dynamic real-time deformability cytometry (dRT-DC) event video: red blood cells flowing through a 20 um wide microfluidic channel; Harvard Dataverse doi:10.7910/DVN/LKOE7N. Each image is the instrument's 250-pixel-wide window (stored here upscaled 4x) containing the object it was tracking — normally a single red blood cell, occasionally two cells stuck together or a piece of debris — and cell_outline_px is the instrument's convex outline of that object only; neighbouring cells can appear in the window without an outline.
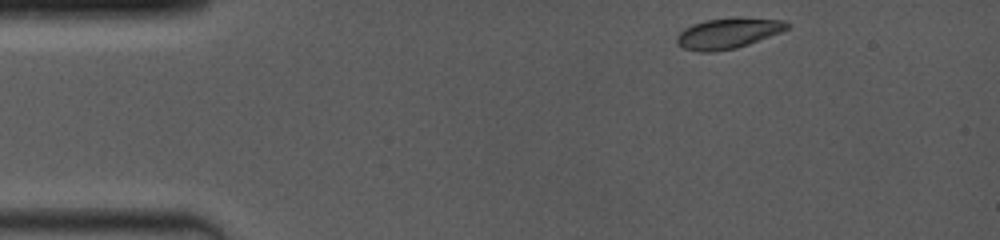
{"species": "common noctule bat (a hibernating species)", "species_latin": "Nyctalus noctula", "temperature_condition": "room temperature", "stored_images_in_passage": 53, "camera_frame_rate_fps": 4000, "um_per_image_px": 0.085, "animal": {"sex": "female", "body_mass_g": 19.0, "forearm_length_mm": 53.3}, "frame": {"image": 1, "passage_image": 1, "time_ms": 0.0, "image_size_px": [1000, 240], "cell_outline_px": [[788, 28], [780, 32], [748, 44], [736, 48], [712, 52], [700, 52], [684, 48], [676, 44], [676, 36], [684, 28], [692, 24], [708, 20], [740, 16], [784, 20], [788, 24]], "centroid_in_image_um": [61.86, 2.81], "position_along_channel_um": 23.1, "area_um2": 19.71}}
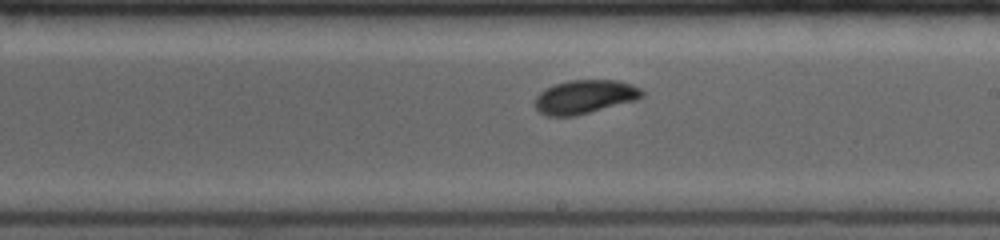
{"frame": {"image": 2, "passage_image": 30, "time_ms": 7.25, "image_size_px": [1000, 240], "cell_outline_px": [[644, 96], [636, 100], [576, 116], [548, 116], [540, 112], [532, 104], [536, 96], [544, 88], [568, 80], [616, 80], [632, 84], [640, 88], [644, 92]], "centroid_in_image_um": [49.69, 8.23], "position_along_channel_um": 239.3, "area_um2": 21.21}}
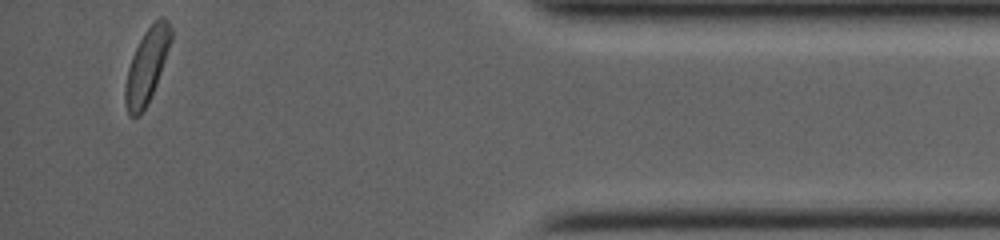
{"frame": {"image": 3, "passage_image": 52, "time_ms": 12.75, "image_size_px": [1000, 240], "cell_outline_px": [[172, 40], [156, 84], [148, 104], [140, 116], [128, 116], [124, 104], [124, 84], [128, 68], [132, 56], [144, 32], [160, 16], [164, 16], [168, 20], [172, 28]], "centroid_in_image_um": [12.47, 5.62], "position_along_channel_um": 422.7, "area_um2": 19.94}, "authors_computed_cell_mechanics": {"area_um2": 20.4612, "velocity_mm_per_s": 4.0474, "shape_relaxation_time_tau1_ms": 2.2117, "shape_relaxation_time_tau2_ms": null, "deformation_change_tau1": 0.1004, "deformation_change_tau2": null}}